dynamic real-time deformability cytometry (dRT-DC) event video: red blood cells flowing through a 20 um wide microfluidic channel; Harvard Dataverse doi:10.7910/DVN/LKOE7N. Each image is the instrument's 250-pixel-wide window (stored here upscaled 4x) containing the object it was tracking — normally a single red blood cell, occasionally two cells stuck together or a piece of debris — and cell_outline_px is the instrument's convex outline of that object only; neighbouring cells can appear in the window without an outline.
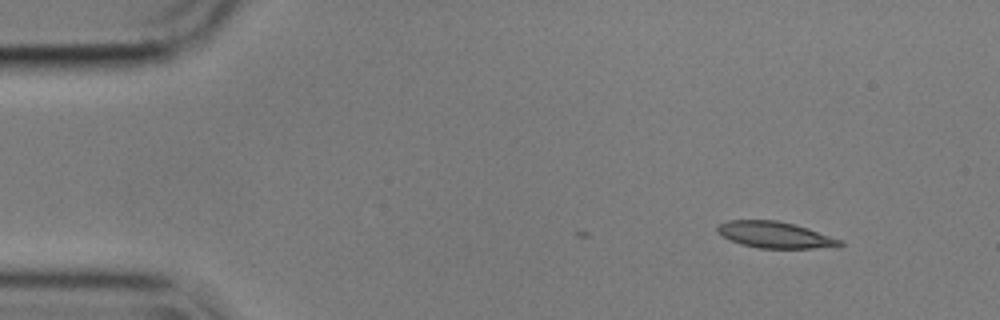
{"species": "common noctule bat (a hibernating species)", "species_latin": "Nyctalus noctula", "temperature_condition": "cold", "stored_images_in_passage": 2, "camera_frame_rate_fps": 3000, "um_per_image_px": 0.085, "animal": {"sex": "male", "body_mass_g": 17.9}, "frame": {"image": 1, "passage_image": 2, "time_ms": 0.333, "image_size_px": [1000, 320], "cell_outline_px": [[844, 244], [812, 248], [760, 248], [740, 244], [724, 236], [716, 228], [720, 224], [728, 220], [776, 220], [808, 228], [844, 240]], "centroid_in_image_um": [65.89, 19.95], "position_along_channel_um": 19.1, "area_um2": 18.44}}